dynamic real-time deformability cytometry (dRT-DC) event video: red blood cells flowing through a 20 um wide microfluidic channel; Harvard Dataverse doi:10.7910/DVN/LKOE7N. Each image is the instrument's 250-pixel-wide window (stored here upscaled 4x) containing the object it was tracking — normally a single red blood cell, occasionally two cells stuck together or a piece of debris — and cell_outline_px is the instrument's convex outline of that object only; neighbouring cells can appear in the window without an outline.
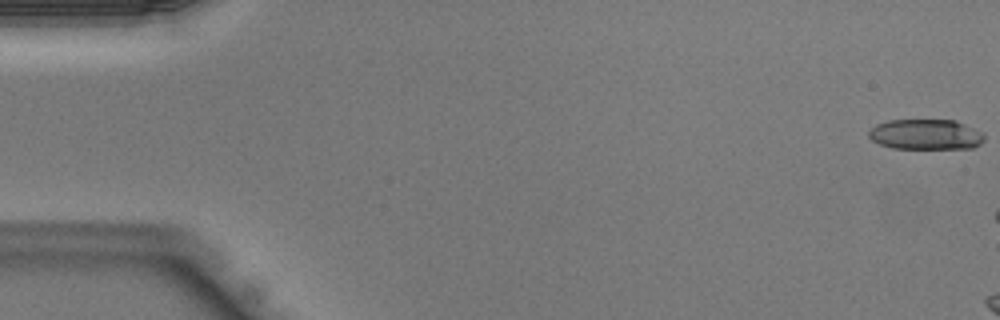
{"species": "Egyptian fruit bat (a non-hibernating species)", "species_latin": "Rousettus aegyptiacus", "temperature_condition": "warm", "stored_images_in_passage": 6, "camera_frame_rate_fps": 3000, "um_per_image_px": 0.085, "animal": {"sex": "male"}, "frame": {"image": 1, "passage_image": 1, "time_ms": 0.0, "image_size_px": [1000, 320], "cell_outline_px": [[984, 140], [980, 144], [972, 148], [892, 148], [880, 144], [872, 140], [868, 136], [868, 132], [876, 124], [888, 120], [956, 120], [984, 132]], "centroid_in_image_um": [78.71, 11.42], "position_along_channel_um": 6.3, "area_um2": 20.52}}